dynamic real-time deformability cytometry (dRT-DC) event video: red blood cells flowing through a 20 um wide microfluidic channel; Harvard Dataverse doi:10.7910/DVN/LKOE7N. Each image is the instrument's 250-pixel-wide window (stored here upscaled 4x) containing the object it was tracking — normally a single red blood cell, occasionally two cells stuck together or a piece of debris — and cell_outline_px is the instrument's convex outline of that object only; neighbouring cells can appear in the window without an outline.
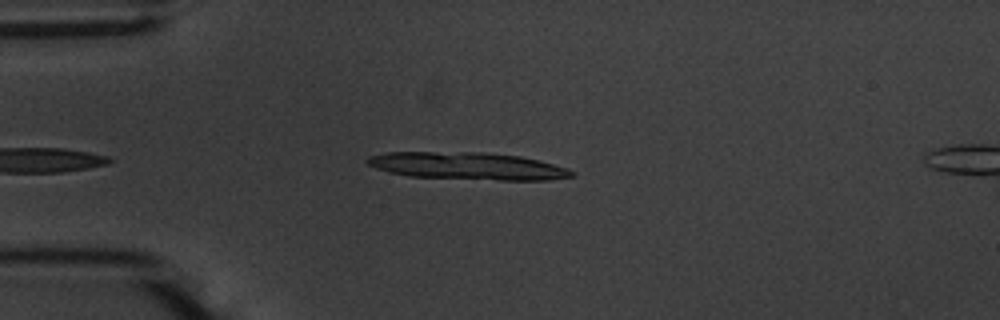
{"species": "common noctule bat (a hibernating species)", "species_latin": "Nyctalus noctula", "temperature_condition": "warm", "stored_images_in_passage": 11, "camera_frame_rate_fps": 3000, "um_per_image_px": 0.085, "animal": {"sex": "male", "body_mass_g": 20.1, "forearm_length_mm": 53.5}, "frame": {"image": 1, "passage_image": 2, "time_ms": 0.333, "image_size_px": [1000, 320], "cell_outline_px": [[576, 172], [572, 176], [548, 180], [500, 180], [408, 176], [388, 172], [376, 168], [368, 164], [364, 160], [368, 156], [388, 152], [480, 152], [520, 156], [540, 160], [568, 168]], "centroid_in_image_um": [39.75, 14.1], "position_along_channel_um": 45.3, "area_um2": 32.6}}